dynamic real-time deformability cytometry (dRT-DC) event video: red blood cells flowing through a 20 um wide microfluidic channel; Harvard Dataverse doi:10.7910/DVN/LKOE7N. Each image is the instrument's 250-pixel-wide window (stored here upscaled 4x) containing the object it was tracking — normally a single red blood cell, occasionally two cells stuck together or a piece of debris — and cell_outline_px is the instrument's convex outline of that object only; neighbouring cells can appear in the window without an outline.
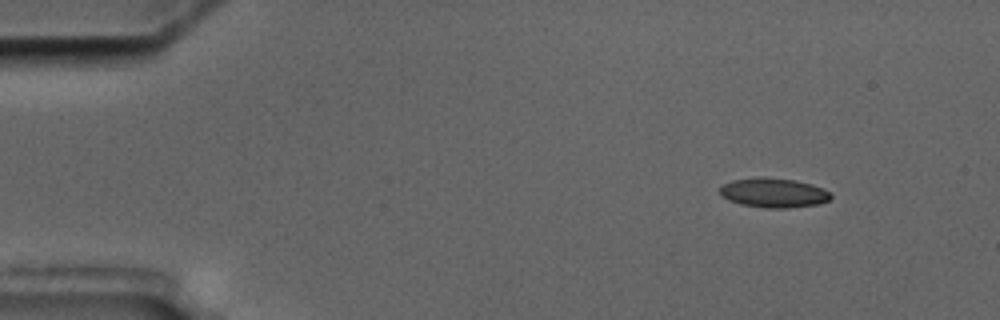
{"species": "common noctule bat (a hibernating species)", "species_latin": "Nyctalus noctula", "temperature_condition": "cold", "stored_images_in_passage": 4, "camera_frame_rate_fps": 3000, "um_per_image_px": 0.085, "animal": {"sex": "male", "body_mass_g": 17.5, "forearm_length_mm": 52.3}, "frame": {"image": 1, "passage_image": 1, "time_ms": 0.0, "image_size_px": [1000, 320], "cell_outline_px": [[832, 196], [828, 200], [816, 204], [788, 208], [764, 208], [740, 204], [728, 200], [720, 196], [720, 184], [732, 180], [796, 180], [812, 184], [824, 188]], "centroid_in_image_um": [65.74, 16.43], "position_along_channel_um": 19.3, "area_um2": 18.38}}